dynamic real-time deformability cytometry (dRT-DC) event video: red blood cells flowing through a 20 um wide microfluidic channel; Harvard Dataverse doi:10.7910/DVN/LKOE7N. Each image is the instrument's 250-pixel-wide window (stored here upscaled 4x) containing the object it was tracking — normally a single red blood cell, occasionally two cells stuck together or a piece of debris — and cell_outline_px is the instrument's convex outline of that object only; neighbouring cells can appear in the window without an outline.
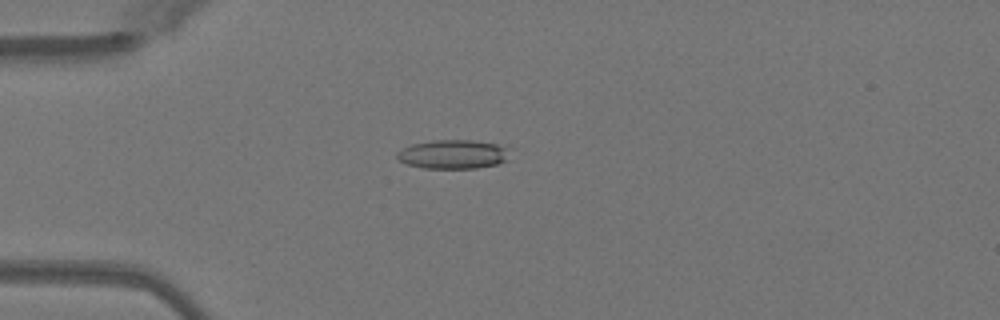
{"species": "Egyptian fruit bat (a non-hibernating species)", "species_latin": "Rousettus aegyptiacus", "temperature_condition": "warm", "stored_images_in_passage": 51, "camera_frame_rate_fps": 3000, "um_per_image_px": 0.085, "animal": {"sex": "female"}, "frame": {"image": 1, "passage_image": 14, "time_ms": 4.333, "image_size_px": [1000, 320], "cell_outline_px": [[508, 160], [496, 164], [476, 168], [424, 168], [408, 164], [400, 160], [396, 156], [396, 152], [400, 148], [412, 144], [432, 140], [472, 140], [496, 144], [508, 148]], "centroid_in_image_um": [38.49, 13.1], "position_along_channel_um": 46.5, "area_um2": 19.02}}
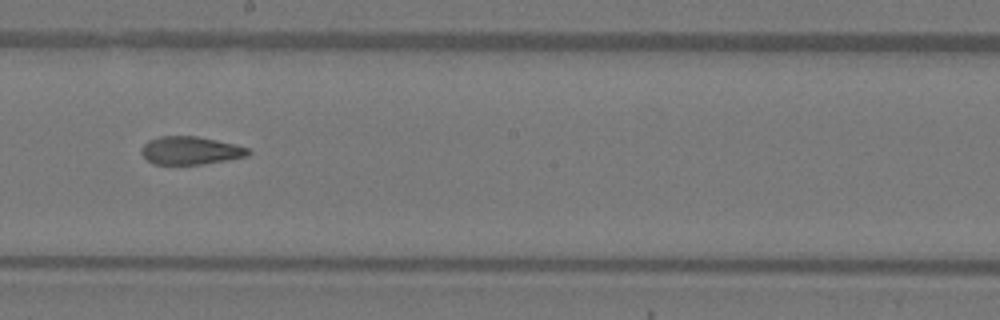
{"frame": {"image": 2, "passage_image": 29, "time_ms": 9.333, "image_size_px": [1000, 320], "cell_outline_px": [[252, 152], [248, 156], [228, 160], [200, 164], [152, 164], [140, 152], [140, 148], [148, 140], [160, 136], [196, 136], [236, 144], [248, 148]], "centroid_in_image_um": [16.19, 12.79], "position_along_channel_um": 232.0, "area_um2": 17.51}}
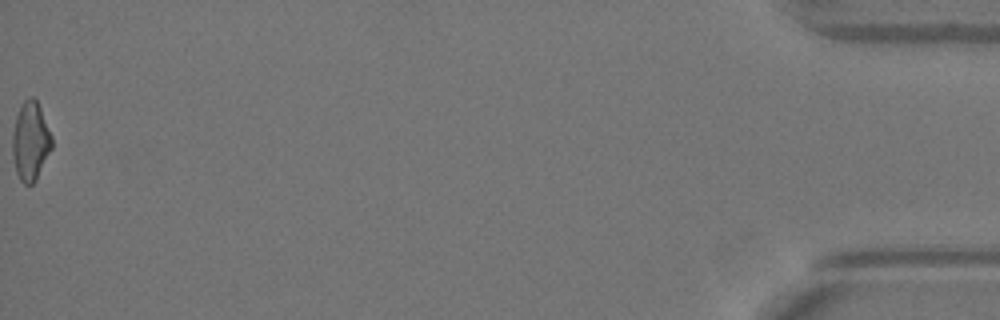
{"frame": {"image": 3, "passage_image": 51, "time_ms": 16.667, "image_size_px": [1000, 320], "cell_outline_px": [[52, 148], [36, 180], [32, 184], [24, 184], [20, 180], [16, 172], [12, 156], [12, 136], [16, 116], [24, 100], [28, 96], [32, 96], [36, 100], [40, 108], [52, 136]], "centroid_in_image_um": [2.58, 12.02], "position_along_channel_um": 432.6, "area_um2": 18.03}, "authors_computed_cell_mechanics": {"area_um2": 18.496, "velocity_mm_per_s": 4.0828, "shape_relaxation_time_tau1_ms": null, "shape_relaxation_time_tau2_ms": 2.2827, "deformation_change_tau1": null, "deformation_change_tau2": 0.0982}}